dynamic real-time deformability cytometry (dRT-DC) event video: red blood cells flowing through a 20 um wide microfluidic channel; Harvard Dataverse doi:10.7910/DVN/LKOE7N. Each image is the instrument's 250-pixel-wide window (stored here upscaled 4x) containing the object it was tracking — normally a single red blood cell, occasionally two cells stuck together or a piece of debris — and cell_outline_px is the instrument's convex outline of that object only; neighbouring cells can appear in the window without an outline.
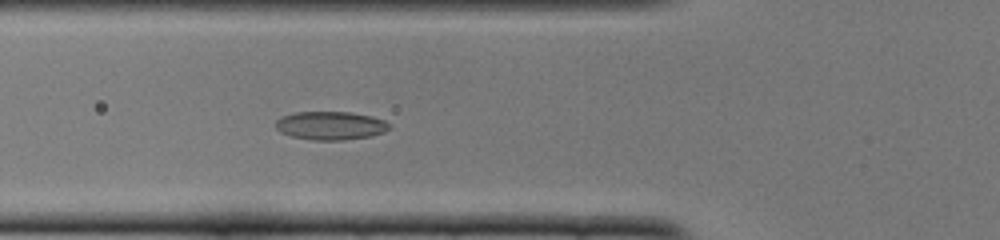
{"species": "common noctule bat (a hibernating species)", "species_latin": "Nyctalus noctula", "temperature_condition": "cold", "stored_images_in_passage": 38, "camera_frame_rate_fps": 3000, "um_per_image_px": 0.085, "animal": {"sex": "female", "body_mass_g": 22.0, "forearm_length_mm": 56.7}, "frame": {"image": 1, "passage_image": 7, "time_ms": 2.0, "image_size_px": [1000, 240], "cell_outline_px": [[392, 128], [384, 132], [372, 136], [344, 140], [312, 140], [292, 136], [280, 132], [276, 128], [276, 120], [280, 116], [296, 112], [348, 112], [372, 116], [384, 120], [392, 124]], "centroid_in_image_um": [28.13, 10.68], "position_along_channel_um": 97.7, "area_um2": 19.02}}
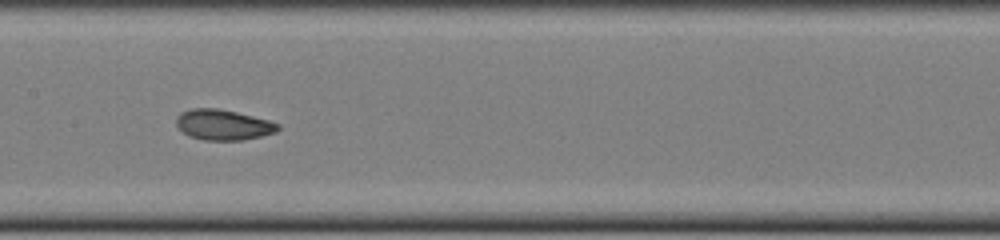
{"frame": {"image": 2, "passage_image": 14, "time_ms": 4.333, "image_size_px": [1000, 240], "cell_outline_px": [[280, 128], [276, 132], [244, 140], [204, 140], [188, 136], [176, 124], [176, 116], [180, 112], [192, 108], [216, 108], [236, 112], [268, 120], [280, 124]], "centroid_in_image_um": [18.96, 10.6], "position_along_channel_um": 188.4, "area_um2": 18.03}}
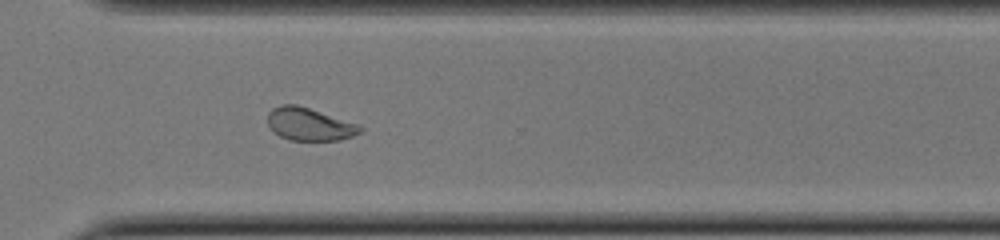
{"frame": {"image": 3, "passage_image": 26, "time_ms": 8.333, "image_size_px": [1000, 240], "cell_outline_px": [[364, 128], [360, 132], [352, 136], [340, 140], [288, 140], [272, 132], [268, 124], [268, 112], [272, 108], [280, 104], [296, 104], [360, 124]], "centroid_in_image_um": [26.29, 10.55], "position_along_channel_um": 344.3, "area_um2": 17.8}, "authors_computed_cell_mechanics": {"area_um2": 18.4093, "velocity_mm_per_s": 3.8925, "shape_relaxation_time_tau1_ms": 8.6268, "shape_relaxation_time_tau2_ms": 1.918, "deformation_change_tau1": 0.1782, "deformation_change_tau2": 0.0745}}